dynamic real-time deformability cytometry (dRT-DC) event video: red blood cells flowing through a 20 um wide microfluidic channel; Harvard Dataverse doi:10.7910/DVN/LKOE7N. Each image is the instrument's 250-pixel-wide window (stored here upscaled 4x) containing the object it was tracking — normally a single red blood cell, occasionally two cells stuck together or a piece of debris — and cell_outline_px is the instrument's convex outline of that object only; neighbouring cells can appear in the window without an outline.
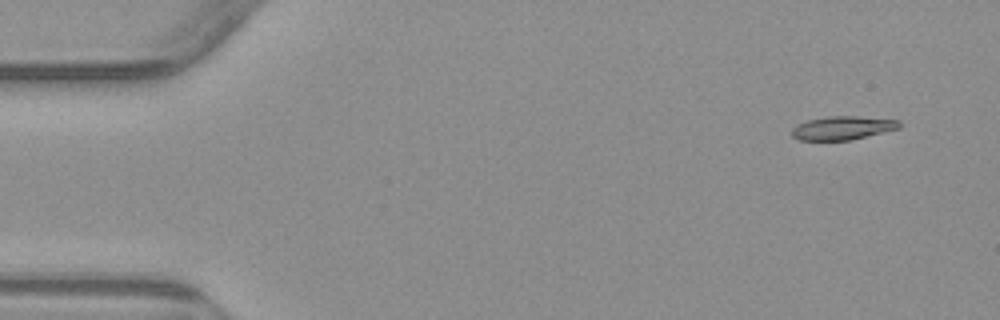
{"species": "common noctule bat (a hibernating species)", "species_latin": "Nyctalus noctula", "temperature_condition": "warm", "stored_images_in_passage": 6, "camera_frame_rate_fps": 3000, "um_per_image_px": 0.085, "animal": {"sex": "male", "body_mass_g": 23.1, "forearm_length_mm": 52.7}, "frame": {"image": 1, "passage_image": 1, "time_ms": 0.0, "image_size_px": [1000, 320], "cell_outline_px": [[900, 128], [852, 140], [800, 140], [792, 136], [792, 128], [796, 124], [808, 120], [828, 116], [860, 116], [900, 120]], "centroid_in_image_um": [71.63, 10.87], "position_along_channel_um": 13.4, "area_um2": 14.85}}
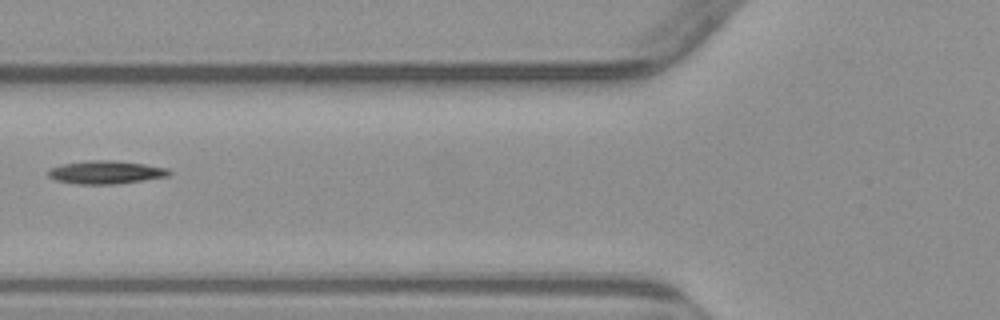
{"frame": {"image": 2, "passage_image": 5, "time_ms": 5.667, "image_size_px": [1000, 320], "cell_outline_px": [[172, 172], [168, 176], [116, 184], [76, 184], [56, 180], [48, 176], [48, 172], [52, 168], [60, 164], [84, 160], [112, 160], [144, 164], [168, 168]], "centroid_in_image_um": [8.98, 14.63], "position_along_channel_um": 116.8, "area_um2": 16.3}}
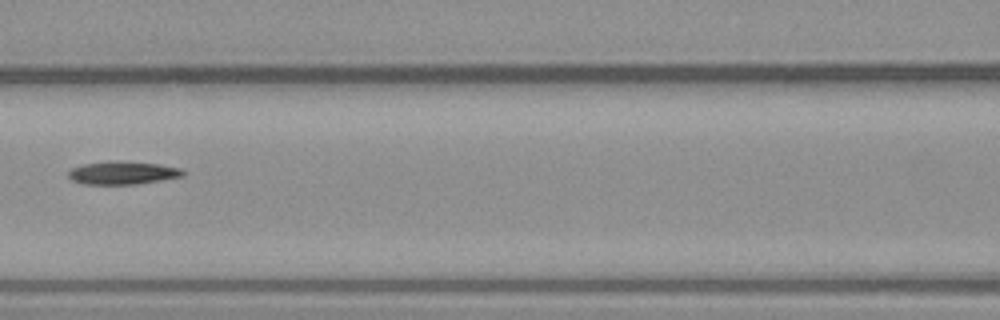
{"frame": {"image": 3, "passage_image": 6, "time_ms": 6.667, "image_size_px": [1000, 320], "cell_outline_px": [[188, 172], [184, 176], [136, 184], [84, 184], [72, 180], [68, 176], [68, 172], [72, 168], [84, 164], [108, 160], [116, 160], [160, 164], [180, 168]], "centroid_in_image_um": [10.45, 14.68], "position_along_channel_um": 156.1, "area_um2": 15.55}}